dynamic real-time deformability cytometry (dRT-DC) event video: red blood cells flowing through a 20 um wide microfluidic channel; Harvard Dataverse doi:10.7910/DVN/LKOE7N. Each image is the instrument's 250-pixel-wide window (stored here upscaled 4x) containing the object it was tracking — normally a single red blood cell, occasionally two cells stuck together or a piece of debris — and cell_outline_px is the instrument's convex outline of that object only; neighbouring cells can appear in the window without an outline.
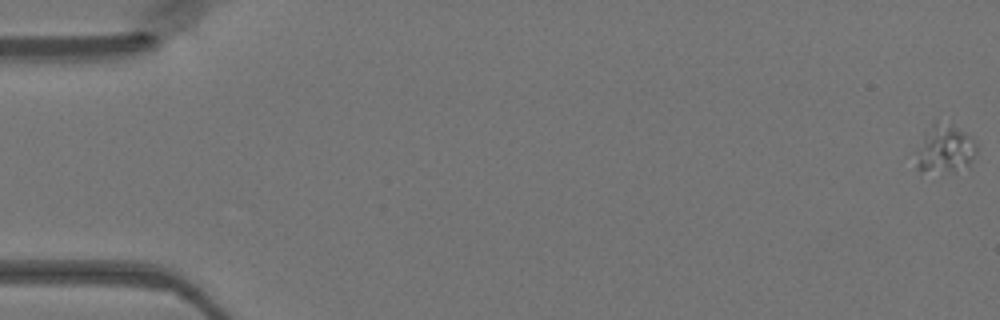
{"species": "Egyptian fruit bat (a non-hibernating species)", "species_latin": "Rousettus aegyptiacus", "temperature_condition": "warm", "stored_images_in_passage": 49, "camera_frame_rate_fps": 3000, "um_per_image_px": 0.085, "animal": {"sex": "female"}, "frame": {"image": 1, "passage_image": 1, "time_ms": 0.0, "image_size_px": [1000, 320], "cell_outline_px": [[976, 156], [968, 164], [956, 172], [920, 172], [916, 168], [916, 148], [924, 132], [936, 120], [956, 128], [972, 136], [976, 140]], "centroid_in_image_um": [80.28, 12.68], "position_along_channel_um": 4.7, "area_um2": 17.28}}
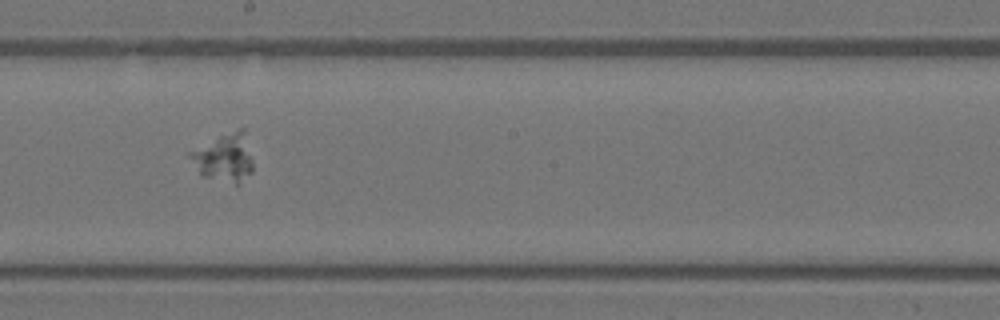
{"frame": {"image": 2, "passage_image": 28, "time_ms": 9.0, "image_size_px": [1000, 320], "cell_outline_px": [[252, 172], [240, 184], [236, 184], [204, 176], [200, 172], [188, 156], [188, 152], [220, 136], [240, 128], [244, 128], [252, 160]], "centroid_in_image_um": [19.1, 13.4], "position_along_channel_um": 229.1, "area_um2": 17.22}}
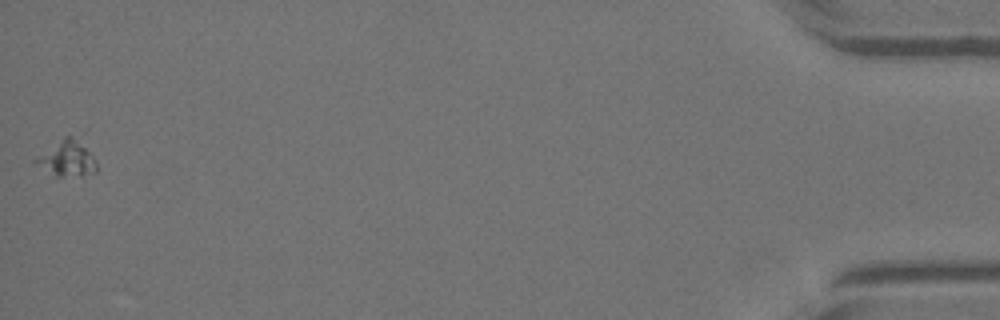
{"frame": {"image": 3, "passage_image": 49, "time_ms": 16.0, "image_size_px": [1000, 320], "cell_outline_px": [[96, 172], [80, 176], [56, 176], [32, 160], [36, 156], [64, 136], [88, 128], [96, 164]], "centroid_in_image_um": [5.9, 13.25], "position_along_channel_um": 429.3, "area_um2": 14.33}}